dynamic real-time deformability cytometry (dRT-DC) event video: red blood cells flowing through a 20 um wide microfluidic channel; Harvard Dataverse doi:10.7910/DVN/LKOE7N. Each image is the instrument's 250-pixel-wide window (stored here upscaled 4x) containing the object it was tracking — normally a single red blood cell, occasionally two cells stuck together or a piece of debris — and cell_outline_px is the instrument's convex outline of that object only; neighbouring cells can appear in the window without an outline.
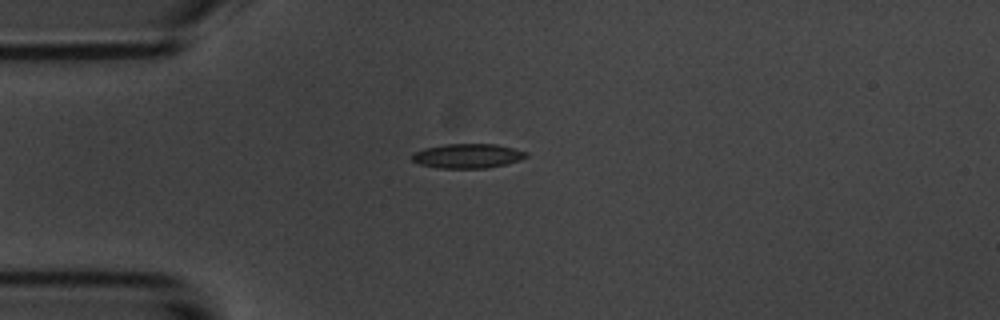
{"species": "common noctule bat (a hibernating species)", "species_latin": "Nyctalus noctula", "temperature_condition": "room temperature", "stored_images_in_passage": 6, "camera_frame_rate_fps": 3000, "um_per_image_px": 0.085, "animal": {"sex": "male", "body_mass_g": 20.1, "forearm_length_mm": 53.5}, "frame": {"image": 1, "passage_image": 4, "time_ms": 3.333, "image_size_px": [1000, 320], "cell_outline_px": [[528, 156], [520, 160], [488, 168], [440, 168], [420, 164], [412, 160], [412, 152], [424, 148], [444, 144], [496, 144], [528, 152]], "centroid_in_image_um": [39.73, 13.25], "position_along_channel_um": 45.3, "area_um2": 16.24}}
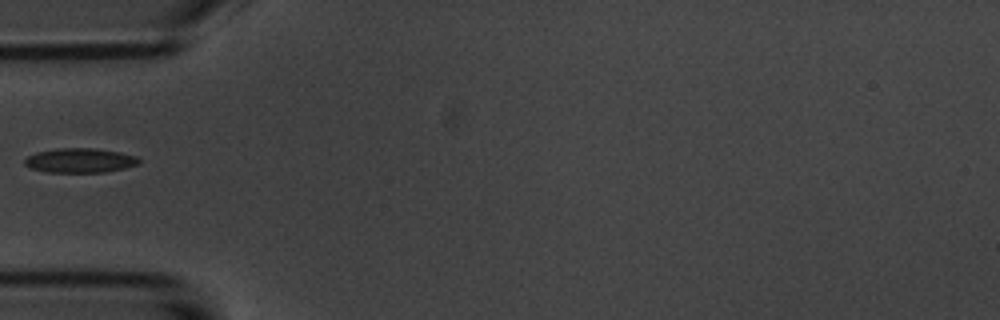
{"frame": {"image": 2, "passage_image": 5, "time_ms": 4.667, "image_size_px": [1000, 320], "cell_outline_px": [[140, 164], [124, 168], [104, 172], [48, 172], [32, 168], [24, 164], [24, 160], [28, 156], [36, 152], [56, 148], [92, 148], [120, 152], [136, 156], [140, 160]], "centroid_in_image_um": [6.8, 13.63], "position_along_channel_um": 78.2, "area_um2": 16.24}}